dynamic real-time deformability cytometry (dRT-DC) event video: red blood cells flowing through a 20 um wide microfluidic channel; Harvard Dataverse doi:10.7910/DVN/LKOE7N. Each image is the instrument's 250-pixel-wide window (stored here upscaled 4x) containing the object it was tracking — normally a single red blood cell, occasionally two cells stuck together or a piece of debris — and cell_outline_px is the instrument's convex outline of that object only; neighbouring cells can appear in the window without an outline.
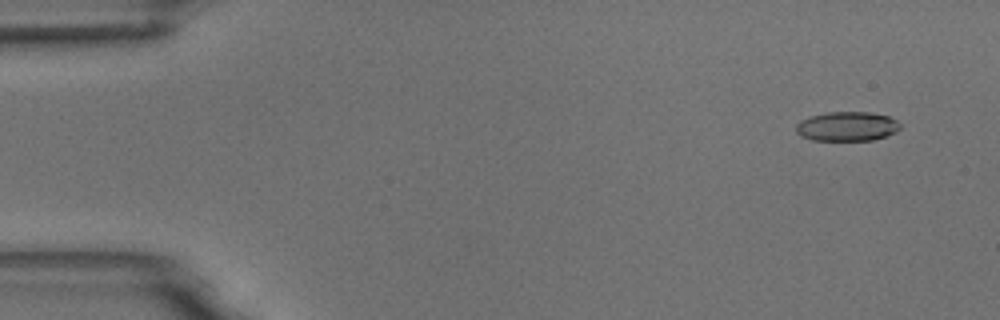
{"species": "common noctule bat (a hibernating species)", "species_latin": "Nyctalus noctula", "temperature_condition": "room temperature", "stored_images_in_passage": 5, "camera_frame_rate_fps": 3000, "um_per_image_px": 0.085, "animal": {"sex": "male", "body_mass_g": 18.8}, "frame": {"image": 1, "passage_image": 2, "time_ms": 1.0, "image_size_px": [1000, 320], "cell_outline_px": [[900, 128], [896, 132], [872, 140], [812, 140], [800, 136], [796, 132], [796, 124], [800, 120], [824, 112], [868, 112], [888, 116], [896, 120], [900, 124]], "centroid_in_image_um": [71.97, 10.74], "position_along_channel_um": 13.0, "area_um2": 17.8}}